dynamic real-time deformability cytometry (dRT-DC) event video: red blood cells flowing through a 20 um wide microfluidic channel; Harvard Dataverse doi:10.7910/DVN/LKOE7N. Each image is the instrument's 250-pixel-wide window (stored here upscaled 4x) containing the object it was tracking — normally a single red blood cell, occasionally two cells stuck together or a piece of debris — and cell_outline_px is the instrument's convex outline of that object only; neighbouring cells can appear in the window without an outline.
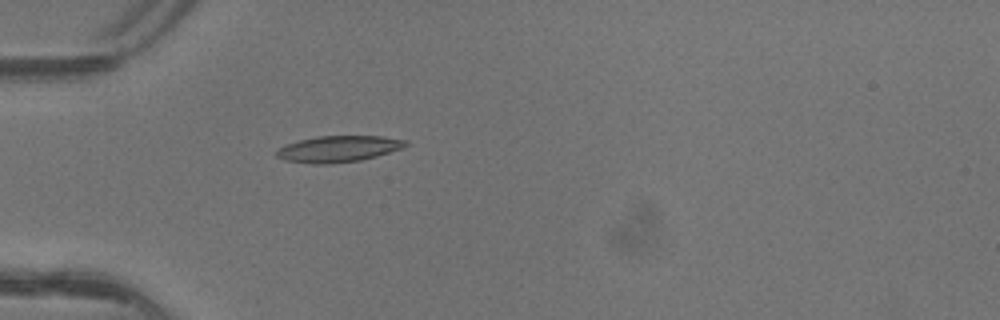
{"species": "common noctule bat (a hibernating species)", "species_latin": "Nyctalus noctula", "temperature_condition": "warm", "stored_images_in_passage": 4, "camera_frame_rate_fps": 3000, "um_per_image_px": 0.085, "animal": {"sex": "female"}, "frame": {"image": 1, "passage_image": 4, "time_ms": 1.0, "image_size_px": [1000, 320], "cell_outline_px": [[408, 144], [404, 148], [376, 156], [360, 160], [332, 164], [312, 164], [284, 160], [276, 156], [276, 152], [280, 148], [288, 144], [300, 140], [316, 136], [380, 136], [408, 140]], "centroid_in_image_um": [28.79, 12.66], "position_along_channel_um": 56.2, "area_um2": 19.77}}